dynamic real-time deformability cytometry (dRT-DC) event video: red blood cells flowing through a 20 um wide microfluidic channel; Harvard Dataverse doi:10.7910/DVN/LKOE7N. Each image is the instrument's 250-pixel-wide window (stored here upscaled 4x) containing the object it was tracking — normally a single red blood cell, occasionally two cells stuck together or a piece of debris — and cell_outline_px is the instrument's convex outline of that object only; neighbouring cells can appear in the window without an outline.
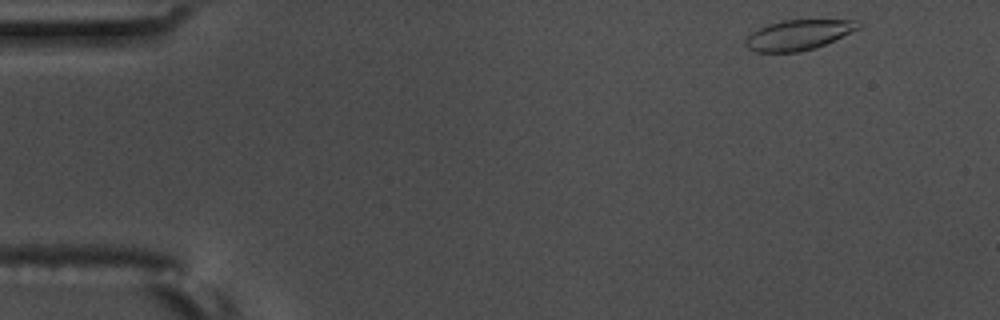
{"species": "common noctule bat (a hibernating species)", "species_latin": "Nyctalus noctula", "temperature_condition": "warm", "stored_images_in_passage": 53, "camera_frame_rate_fps": 3000, "um_per_image_px": 0.085, "animal": {"sex": "male", "body_mass_g": 17.5, "forearm_length_mm": 52.3}, "frame": {"image": 1, "passage_image": 1, "time_ms": 0.0, "image_size_px": [1000, 320], "cell_outline_px": [[860, 28], [816, 48], [800, 52], [756, 52], [748, 48], [744, 44], [744, 40], [752, 32], [768, 24], [780, 20], [860, 20]], "centroid_in_image_um": [67.85, 2.97], "position_along_channel_um": 17.1, "area_um2": 19.83}}
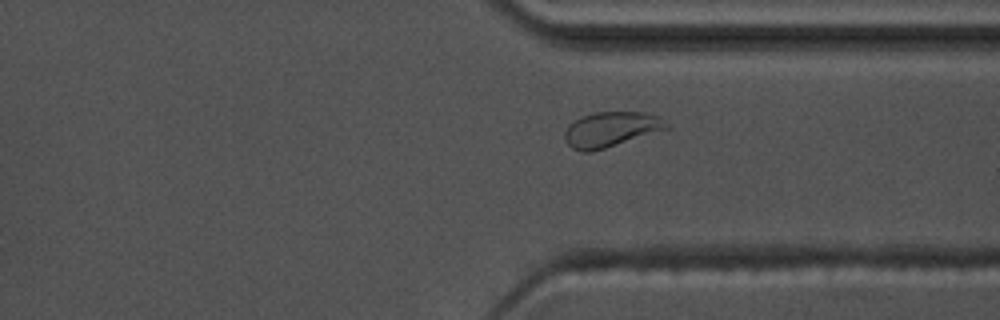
{"frame": {"image": 2, "passage_image": 39, "time_ms": 12.667, "image_size_px": [1000, 320], "cell_outline_px": [[668, 128], [604, 148], [588, 152], [584, 152], [572, 148], [564, 140], [564, 132], [568, 124], [584, 116], [596, 112], [644, 112], [660, 116], [668, 124]], "centroid_in_image_um": [51.9, 10.99], "position_along_channel_um": 359.5, "area_um2": 20.46}}
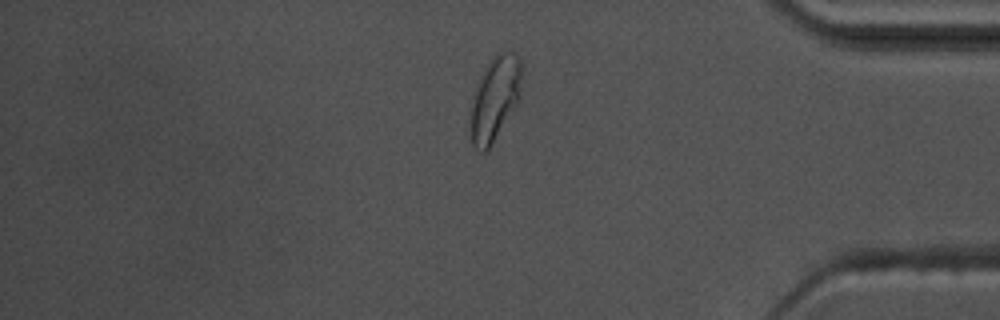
{"frame": {"image": 3, "passage_image": 44, "time_ms": 14.333, "image_size_px": [1000, 320], "cell_outline_px": [[520, 96], [492, 144], [484, 152], [480, 152], [472, 144], [472, 104], [484, 68], [500, 52], [508, 48], [520, 60]], "centroid_in_image_um": [42.08, 8.36], "position_along_channel_um": 393.1, "area_um2": 23.81}, "authors_computed_cell_mechanics": {"area_um2": 20.3456, "velocity_mm_per_s": 3.5513, "shape_relaxation_time_tau1_ms": 3.6254, "shape_relaxation_time_tau2_ms": 1.0654, "deformation_change_tau1": 0.1279, "deformation_change_tau2": 0.0497}}